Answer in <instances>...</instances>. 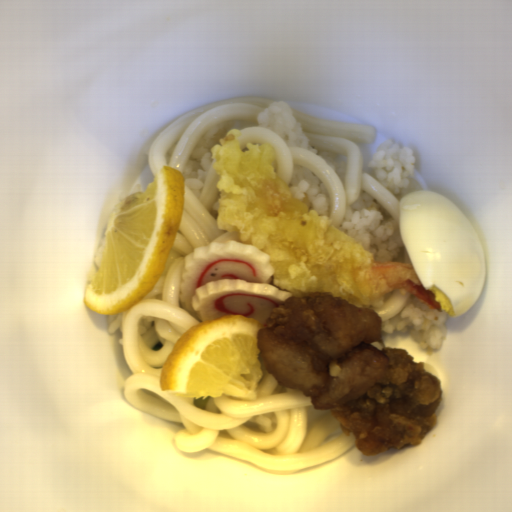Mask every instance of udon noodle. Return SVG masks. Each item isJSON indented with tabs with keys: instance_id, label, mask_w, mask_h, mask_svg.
<instances>
[{
	"instance_id": "d5520da0",
	"label": "udon noodle",
	"mask_w": 512,
	"mask_h": 512,
	"mask_svg": "<svg viewBox=\"0 0 512 512\" xmlns=\"http://www.w3.org/2000/svg\"><path fill=\"white\" fill-rule=\"evenodd\" d=\"M218 174L208 169L202 195L183 184L184 203L174 244L154 289L122 312L121 345L131 373L123 391L131 407L180 423L175 444L183 453L212 452L262 473L286 475L342 455L355 445L330 410H317L311 396L284 387L259 359L263 373L248 398L178 397L162 391L160 374L181 335L202 323L181 303L185 257L200 246L240 241L217 228Z\"/></svg>"
},
{
	"instance_id": "a0691cae",
	"label": "udon noodle",
	"mask_w": 512,
	"mask_h": 512,
	"mask_svg": "<svg viewBox=\"0 0 512 512\" xmlns=\"http://www.w3.org/2000/svg\"><path fill=\"white\" fill-rule=\"evenodd\" d=\"M293 112L313 147L343 155L344 182L320 156L299 147H289L267 127L253 126L239 130L241 145L246 143L270 145L278 176L288 185L297 165L320 179L329 196L331 207L329 221L338 229L345 218L347 208L358 201L362 192H366L387 211L399 230L401 200L409 192L423 189L412 179L409 187H404L399 194H393L374 176L363 171L360 147L374 143L376 139L374 126L319 118L300 110H293Z\"/></svg>"
},
{
	"instance_id": "8dc81ce9",
	"label": "udon noodle",
	"mask_w": 512,
	"mask_h": 512,
	"mask_svg": "<svg viewBox=\"0 0 512 512\" xmlns=\"http://www.w3.org/2000/svg\"><path fill=\"white\" fill-rule=\"evenodd\" d=\"M273 99L240 96L206 103L173 120L154 140L148 156L152 176L164 166L184 174L187 162L200 138L212 125L222 121L257 122L259 112Z\"/></svg>"
},
{
	"instance_id": "b55badf4",
	"label": "udon noodle",
	"mask_w": 512,
	"mask_h": 512,
	"mask_svg": "<svg viewBox=\"0 0 512 512\" xmlns=\"http://www.w3.org/2000/svg\"><path fill=\"white\" fill-rule=\"evenodd\" d=\"M410 294L404 296L398 293H389L380 303L374 304L370 309L374 310L380 317L381 322L387 321L402 312L409 300Z\"/></svg>"
},
{
	"instance_id": "49779ff9",
	"label": "udon noodle",
	"mask_w": 512,
	"mask_h": 512,
	"mask_svg": "<svg viewBox=\"0 0 512 512\" xmlns=\"http://www.w3.org/2000/svg\"><path fill=\"white\" fill-rule=\"evenodd\" d=\"M401 243H402V248H403V253H404L403 263H408V264H410V265L412 266V264H411V262H410V259H409V257H408L407 251H406V249H405V246H404V244H403L402 240H401Z\"/></svg>"
}]
</instances>
